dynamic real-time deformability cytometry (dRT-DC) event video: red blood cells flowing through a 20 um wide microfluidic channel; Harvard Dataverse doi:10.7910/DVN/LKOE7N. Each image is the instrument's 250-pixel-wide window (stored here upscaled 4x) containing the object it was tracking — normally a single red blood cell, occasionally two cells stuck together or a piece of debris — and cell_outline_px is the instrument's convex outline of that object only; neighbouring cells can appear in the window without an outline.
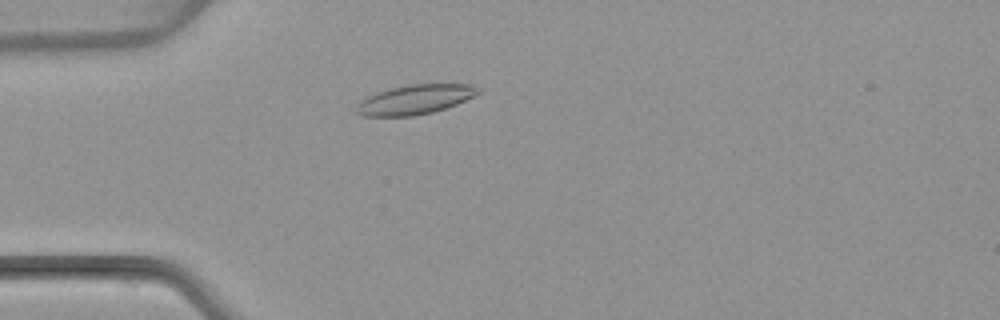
{"species": "common noctule bat (a hibernating species)", "species_latin": "Nyctalus noctula", "temperature_condition": "warm", "stored_images_in_passage": 47, "camera_frame_rate_fps": 3000, "um_per_image_px": 0.085, "animal": {"sex": "female", "body_mass_g": 22.7, "forearm_length_mm": 54.2}, "frame": {"image": 1, "passage_image": 10, "time_ms": 3.0, "image_size_px": [1000, 320], "cell_outline_px": [[480, 92], [456, 104], [432, 112], [412, 116], [360, 116], [352, 108], [360, 100], [368, 96], [392, 88], [408, 84], [472, 84]], "centroid_in_image_um": [35.19, 8.47], "position_along_channel_um": 49.8, "area_um2": 20.75}}
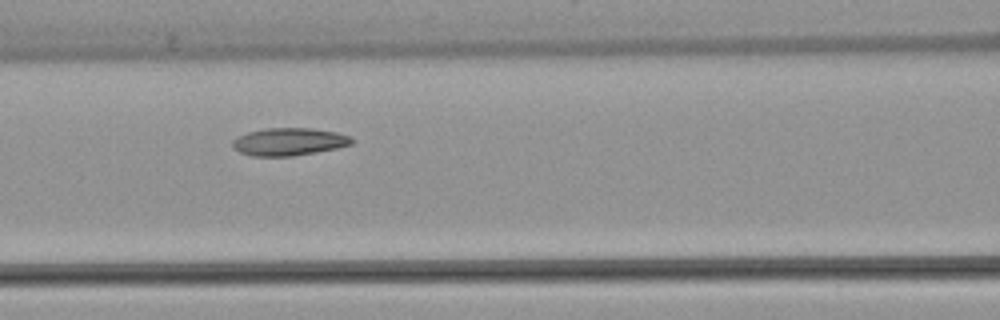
{"frame": {"image": 2, "passage_image": 18, "time_ms": 5.667, "image_size_px": [1000, 320], "cell_outline_px": [[352, 144], [336, 148], [316, 152], [292, 156], [252, 156], [240, 152], [232, 144], [232, 140], [236, 136], [248, 132], [264, 128], [312, 128], [336, 132], [348, 136], [352, 140]], "centroid_in_image_um": [24.53, 12.04], "position_along_channel_um": 142.1, "area_um2": 19.07}}
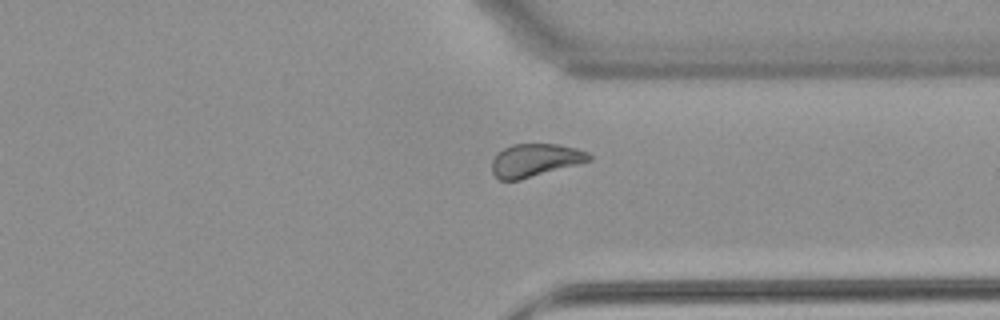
{"frame": {"image": 3, "passage_image": 35, "time_ms": 11.333, "image_size_px": [1000, 320], "cell_outline_px": [[592, 160], [520, 180], [500, 180], [492, 172], [492, 160], [504, 148], [512, 144], [556, 144], [576, 148], [588, 152], [592, 156]], "centroid_in_image_um": [45.5, 13.62], "position_along_channel_um": 365.9, "area_um2": 18.5}, "authors_computed_cell_mechanics": {"area_um2": 19.5942, "velocity_mm_per_s": 3.9507, "shape_relaxation_time_tau1_ms": 3.9638, "shape_relaxation_time_tau2_ms": 7.0286, "deformation_change_tau1": 0.1185, "deformation_change_tau2": 0.1014}}